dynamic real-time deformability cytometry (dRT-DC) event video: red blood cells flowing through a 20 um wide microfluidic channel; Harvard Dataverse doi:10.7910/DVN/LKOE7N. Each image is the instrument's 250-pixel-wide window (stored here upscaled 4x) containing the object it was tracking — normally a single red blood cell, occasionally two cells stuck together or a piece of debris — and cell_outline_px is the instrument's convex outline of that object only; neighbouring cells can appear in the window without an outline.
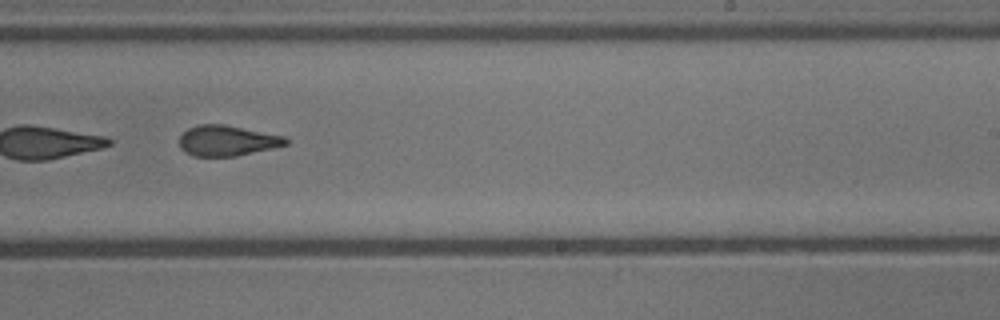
{"species": "common noctule bat (a hibernating species)", "species_latin": "Nyctalus noctula", "temperature_condition": "cold", "stored_images_in_passage": 10, "camera_frame_rate_fps": 3000, "um_per_image_px": 0.085, "animal": {"sex": "male", "body_mass_g": 13.3}, "frame": {"image": 1, "passage_image": 9, "time_ms": 2.667, "image_size_px": [1000, 320], "cell_outline_px": [[288, 144], [272, 148], [236, 156], [192, 156], [184, 152], [180, 148], [180, 136], [188, 128], [196, 124], [224, 124], [284, 136], [288, 140]], "centroid_in_image_um": [19.27, 11.95], "position_along_channel_um": 269.7, "area_um2": 18.9}}
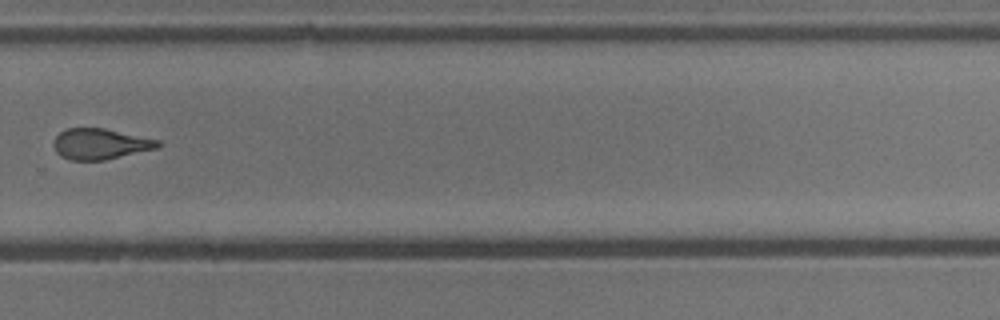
{"frame": {"image": 2, "passage_image": 10, "time_ms": 3.0, "image_size_px": [1000, 320], "cell_outline_px": [[160, 144], [156, 148], [104, 160], [68, 160], [60, 156], [56, 152], [52, 144], [52, 140], [60, 132], [68, 128], [104, 128], [160, 140]], "centroid_in_image_um": [8.46, 12.23], "position_along_channel_um": 321.3, "area_um2": 18.67}}